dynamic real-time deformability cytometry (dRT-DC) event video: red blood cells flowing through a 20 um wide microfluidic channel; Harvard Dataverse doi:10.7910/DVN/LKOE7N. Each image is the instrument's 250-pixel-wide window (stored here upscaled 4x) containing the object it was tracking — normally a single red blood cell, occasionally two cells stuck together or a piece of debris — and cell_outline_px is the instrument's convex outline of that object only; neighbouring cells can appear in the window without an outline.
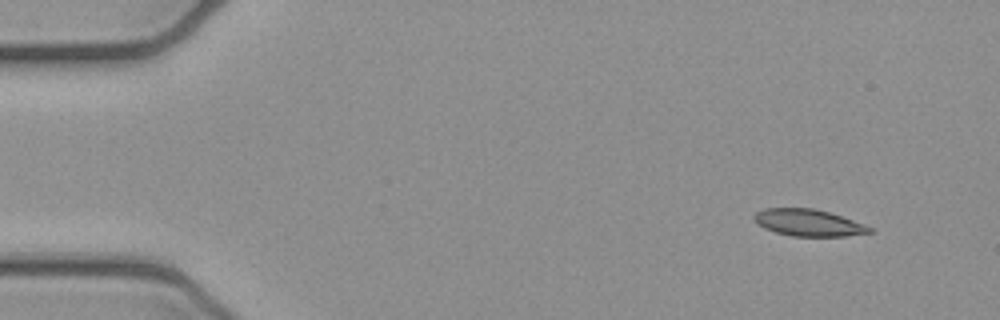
{"species": "common noctule bat (a hibernating species)", "species_latin": "Nyctalus noctula", "temperature_condition": "cold", "stored_images_in_passage": 51, "camera_frame_rate_fps": 3000, "um_per_image_px": 0.085, "animal": {"sex": "female", "body_mass_g": 21.9}, "frame": {"image": 1, "passage_image": 4, "time_ms": 1.0, "image_size_px": [1000, 320], "cell_outline_px": [[876, 232], [844, 236], [792, 236], [776, 232], [764, 228], [752, 220], [752, 216], [756, 212], [764, 208], [812, 208], [828, 212], [864, 224], [872, 228]], "centroid_in_image_um": [68.69, 18.93], "position_along_channel_um": 16.3, "area_um2": 18.03}}
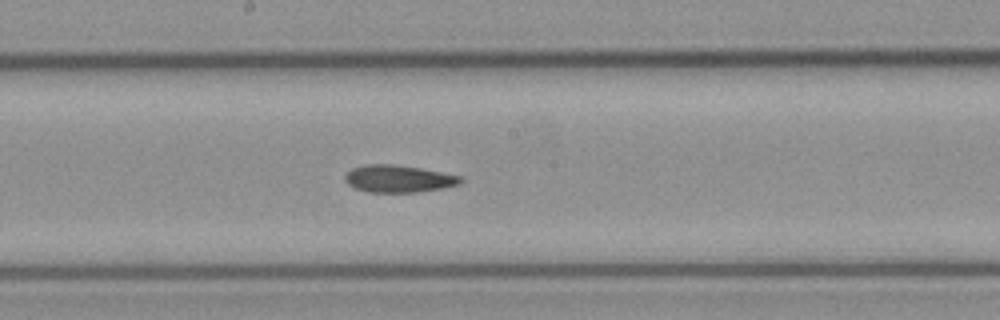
{"frame": {"image": 2, "passage_image": 27, "time_ms": 8.667, "image_size_px": [1000, 320], "cell_outline_px": [[464, 180], [460, 184], [444, 188], [416, 192], [368, 192], [356, 188], [348, 184], [344, 180], [344, 176], [352, 168], [364, 164], [392, 164], [420, 168], [460, 176]], "centroid_in_image_um": [33.86, 15.19], "position_along_channel_um": 214.3, "area_um2": 18.32}}
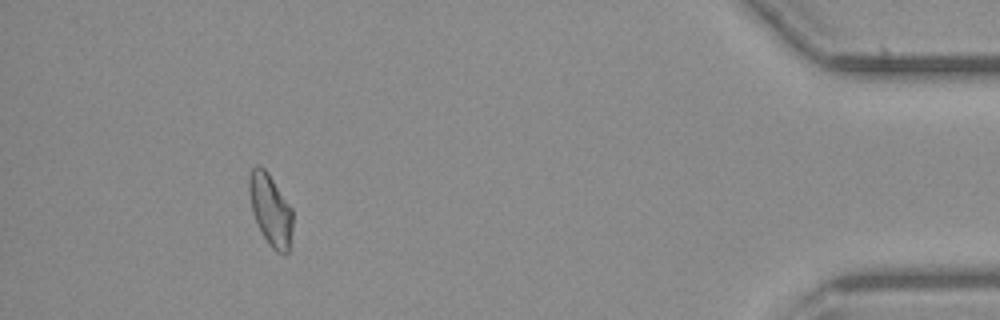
{"frame": {"image": 3, "passage_image": 47, "time_ms": 15.333, "image_size_px": [1000, 320], "cell_outline_px": [[292, 228], [288, 252], [284, 256], [276, 252], [268, 244], [256, 224], [252, 212], [248, 192], [248, 176], [252, 168], [256, 164], [264, 168], [268, 172], [292, 208]], "centroid_in_image_um": [22.97, 17.83], "position_along_channel_um": 412.2, "area_um2": 18.5}, "authors_computed_cell_mechanics": {"area_um2": 18.5538, "velocity_mm_per_s": 3.9399, "shape_relaxation_time_tau1_ms": null, "shape_relaxation_time_tau2_ms": 1.2432, "deformation_change_tau1": null, "deformation_change_tau2": 0.0632}}